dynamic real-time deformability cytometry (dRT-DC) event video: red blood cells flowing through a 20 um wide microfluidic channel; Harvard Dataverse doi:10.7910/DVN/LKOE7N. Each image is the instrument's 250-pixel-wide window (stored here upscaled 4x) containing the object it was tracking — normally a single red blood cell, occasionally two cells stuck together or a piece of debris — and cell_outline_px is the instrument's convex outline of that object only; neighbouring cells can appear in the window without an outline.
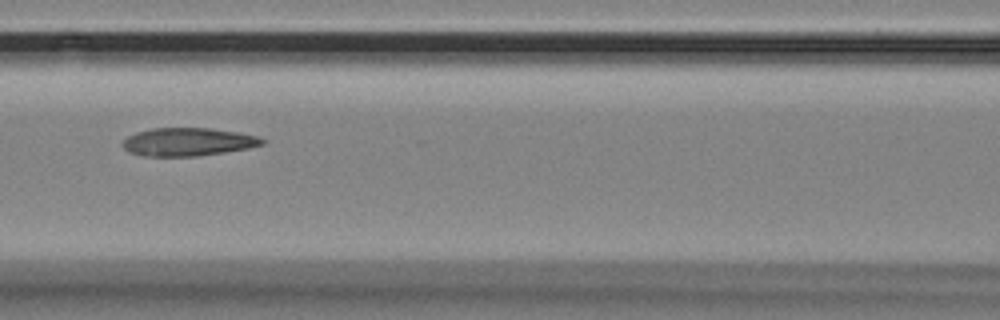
{"species": "Egyptian fruit bat (a non-hibernating species)", "species_latin": "Rousettus aegyptiacus", "temperature_condition": "room temperature", "stored_images_in_passage": 12, "camera_frame_rate_fps": 3000, "um_per_image_px": 0.085, "animal": {"sex": "female"}, "frame": {"image": 1, "passage_image": 5, "time_ms": 1.333, "image_size_px": [1000, 320], "cell_outline_px": [[268, 140], [264, 144], [248, 148], [224, 152], [196, 156], [140, 156], [128, 152], [124, 148], [124, 140], [128, 136], [136, 132], [152, 128], [208, 128], [236, 132], [260, 136]], "centroid_in_image_um": [16.0, 12.06], "position_along_channel_um": 150.6, "area_um2": 22.89}}
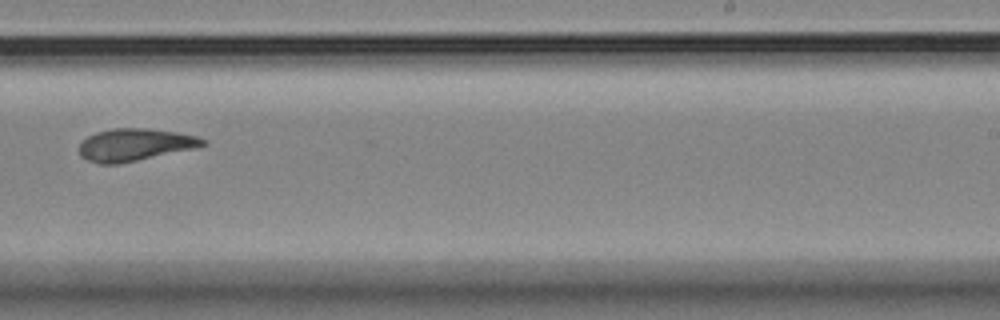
{"frame": {"image": 2, "passage_image": 8, "time_ms": 2.333, "image_size_px": [1000, 320], "cell_outline_px": [[208, 144], [192, 148], [120, 164], [100, 164], [88, 160], [80, 156], [80, 144], [88, 136], [96, 132], [112, 128], [148, 128], [176, 132], [196, 136], [208, 140]], "centroid_in_image_um": [11.45, 12.29], "position_along_channel_um": 277.5, "area_um2": 23.12}}
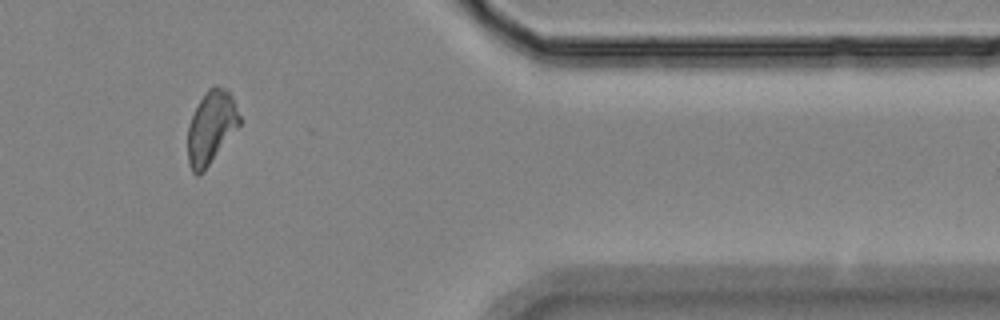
{"frame": {"image": 3, "passage_image": 11, "time_ms": 3.333, "image_size_px": [1000, 320], "cell_outline_px": [[240, 124], [204, 172], [196, 176], [192, 172], [188, 164], [188, 124], [200, 100], [208, 88], [216, 84], [228, 88], [232, 96], [240, 116]], "centroid_in_image_um": [17.94, 10.82], "position_along_channel_um": 393.5, "area_um2": 22.08}}